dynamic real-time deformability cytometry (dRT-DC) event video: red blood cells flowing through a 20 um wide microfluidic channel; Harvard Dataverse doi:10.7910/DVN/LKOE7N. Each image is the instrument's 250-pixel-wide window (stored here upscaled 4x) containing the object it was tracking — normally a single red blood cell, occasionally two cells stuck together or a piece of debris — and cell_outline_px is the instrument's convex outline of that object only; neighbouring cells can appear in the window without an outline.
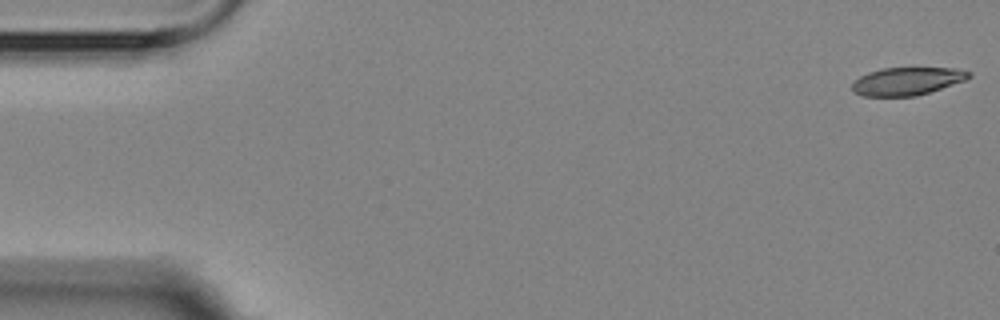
{"species": "Egyptian fruit bat (a non-hibernating species)", "species_latin": "Rousettus aegyptiacus", "temperature_condition": "room temperature", "stored_images_in_passage": 5, "camera_frame_rate_fps": 3000, "um_per_image_px": 0.085, "animal": {"sex": "female"}, "frame": {"image": 1, "passage_image": 1, "time_ms": 0.0, "image_size_px": [1000, 320], "cell_outline_px": [[972, 76], [964, 80], [916, 96], [864, 96], [852, 92], [852, 84], [860, 76], [868, 72], [880, 68], [956, 68], [972, 72]], "centroid_in_image_um": [77.08, 6.89], "position_along_channel_um": 7.9, "area_um2": 18.84}}
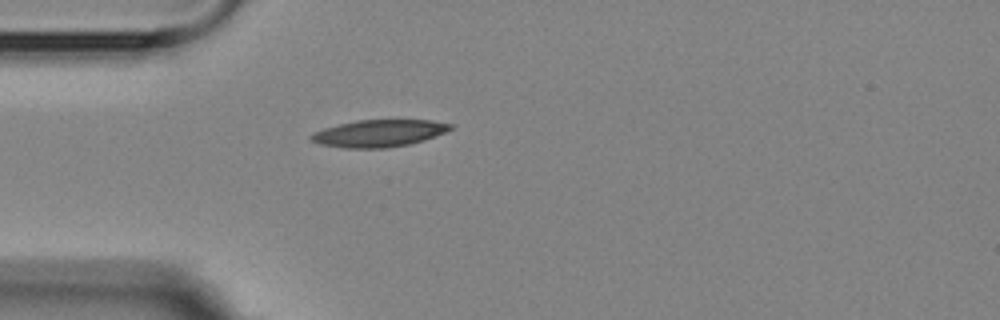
{"frame": {"image": 2, "passage_image": 5, "time_ms": 4.667, "image_size_px": [1000, 320], "cell_outline_px": [[452, 128], [444, 132], [424, 140], [408, 144], [388, 148], [344, 148], [320, 144], [308, 140], [308, 136], [312, 132], [324, 128], [356, 120], [432, 120], [452, 124]], "centroid_in_image_um": [32.15, 11.33], "position_along_channel_um": 52.9, "area_um2": 22.02}}